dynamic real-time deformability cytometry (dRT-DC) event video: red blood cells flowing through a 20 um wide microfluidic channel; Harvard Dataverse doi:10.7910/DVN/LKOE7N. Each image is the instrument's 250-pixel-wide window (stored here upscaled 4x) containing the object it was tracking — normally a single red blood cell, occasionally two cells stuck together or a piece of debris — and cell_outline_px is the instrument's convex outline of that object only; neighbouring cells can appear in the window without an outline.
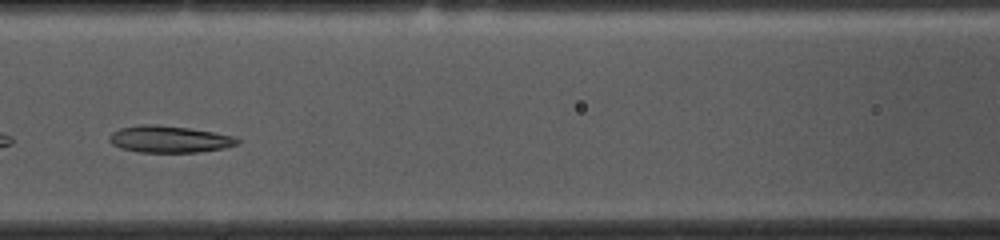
{"species": "common noctule bat (a hibernating species)", "species_latin": "Nyctalus noctula", "temperature_condition": "cold", "stored_images_in_passage": 38, "camera_frame_rate_fps": 3000, "um_per_image_px": 0.085, "animal": {"sex": "female", "body_mass_g": 10.0, "forearm_length_mm": 53.1}, "frame": {"image": 1, "passage_image": 17, "time_ms": 5.333, "image_size_px": [1000, 240], "cell_outline_px": [[240, 140], [236, 144], [224, 148], [200, 152], [140, 152], [120, 148], [112, 144], [108, 140], [108, 136], [112, 132], [120, 128], [140, 124], [156, 124], [188, 128], [236, 136]], "centroid_in_image_um": [14.36, 11.83], "position_along_channel_um": 152.2, "area_um2": 20.06}}
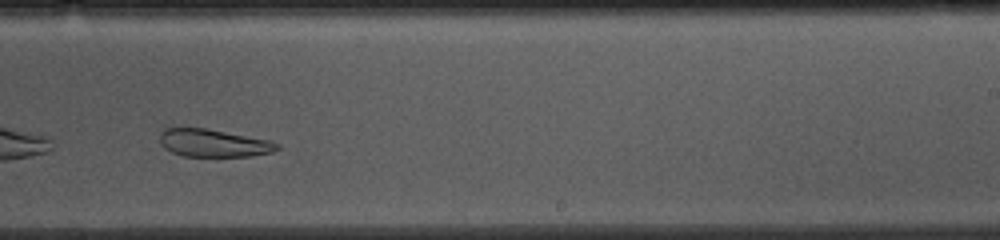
{"frame": {"image": 2, "passage_image": 27, "time_ms": 8.667, "image_size_px": [1000, 240], "cell_outline_px": [[280, 148], [272, 152], [252, 156], [184, 156], [172, 152], [164, 148], [160, 144], [160, 132], [164, 128], [204, 128], [272, 140], [280, 144]], "centroid_in_image_um": [18.17, 12.16], "position_along_channel_um": 270.8, "area_um2": 19.02}, "authors_computed_cell_mechanics": {"area_um2": 21.1548, "velocity_mm_per_s": 3.5663, "shape_relaxation_time_tau1_ms": null, "shape_relaxation_time_tau2_ms": 4.9792, "deformation_change_tau1": null, "deformation_change_tau2": 0.0887}}